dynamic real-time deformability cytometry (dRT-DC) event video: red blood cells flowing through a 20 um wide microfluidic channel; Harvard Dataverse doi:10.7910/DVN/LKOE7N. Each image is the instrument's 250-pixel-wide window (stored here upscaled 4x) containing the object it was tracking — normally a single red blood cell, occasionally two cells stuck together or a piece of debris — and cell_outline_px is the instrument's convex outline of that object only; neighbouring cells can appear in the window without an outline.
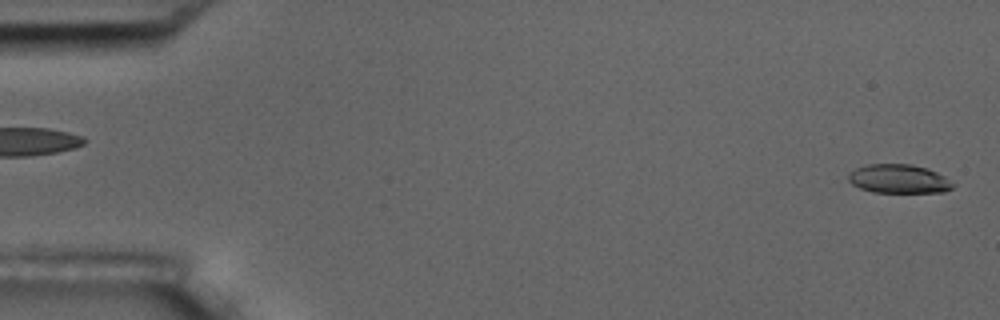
{"species": "common noctule bat (a hibernating species)", "species_latin": "Nyctalus noctula", "temperature_condition": "room temperature", "stored_images_in_passage": 56, "camera_frame_rate_fps": 3000, "um_per_image_px": 0.085, "animal": {"sex": "male", "body_mass_g": 17.5, "forearm_length_mm": 52.3}, "frame": {"image": 1, "passage_image": 1, "time_ms": 0.0, "image_size_px": [1000, 320], "cell_outline_px": [[956, 184], [952, 188], [944, 192], [872, 192], [860, 188], [852, 184], [848, 180], [848, 172], [856, 168], [868, 164], [912, 164], [928, 168], [944, 176]], "centroid_in_image_um": [76.4, 15.2], "position_along_channel_um": 8.6, "area_um2": 17.69}}
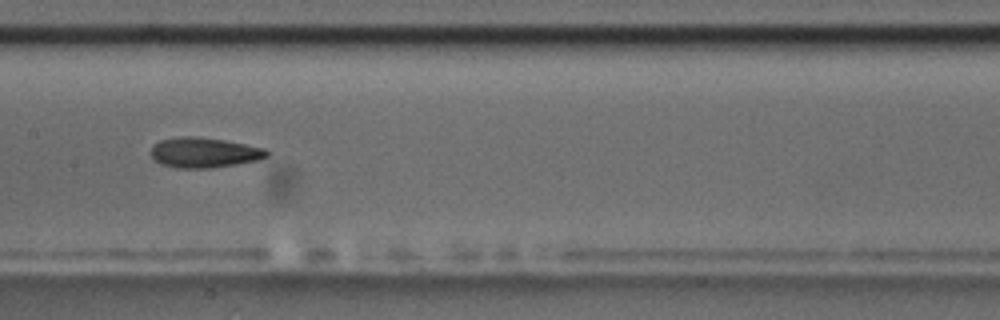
{"frame": {"image": 2, "passage_image": 28, "time_ms": 9.0, "image_size_px": [1000, 320], "cell_outline_px": [[268, 156], [260, 160], [212, 168], [176, 168], [160, 164], [152, 156], [152, 148], [160, 140], [180, 136], [196, 136], [224, 140], [264, 148], [268, 152]], "centroid_in_image_um": [17.36, 12.97], "position_along_channel_um": 190.0, "area_um2": 20.29}}
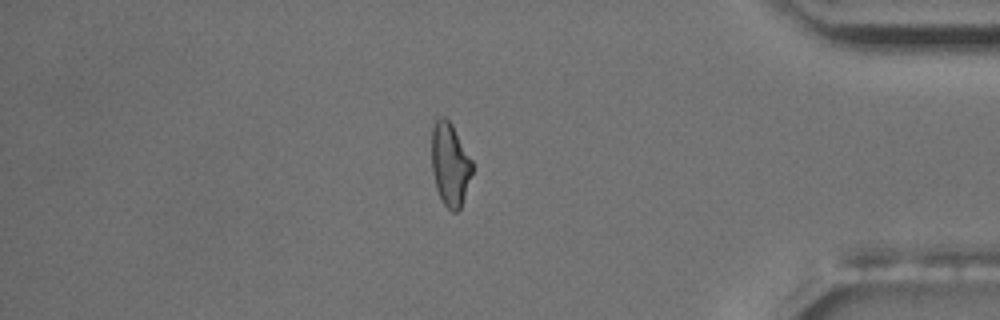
{"frame": {"image": 3, "passage_image": 48, "time_ms": 15.667, "image_size_px": [1000, 320], "cell_outline_px": [[472, 172], [460, 208], [456, 212], [452, 212], [444, 204], [436, 188], [432, 172], [432, 128], [436, 120], [440, 116], [444, 116], [452, 124], [472, 160]], "centroid_in_image_um": [38.24, 13.95], "position_along_channel_um": 397.0, "area_um2": 19.42}, "authors_computed_cell_mechanics": {"area_um2": 20.0855, "velocity_mm_per_s": 3.5786, "shape_relaxation_time_tau1_ms": 8.6387, "shape_relaxation_time_tau2_ms": 3.3027, "deformation_change_tau1": 0.1935, "deformation_change_tau2": 0.1115}}